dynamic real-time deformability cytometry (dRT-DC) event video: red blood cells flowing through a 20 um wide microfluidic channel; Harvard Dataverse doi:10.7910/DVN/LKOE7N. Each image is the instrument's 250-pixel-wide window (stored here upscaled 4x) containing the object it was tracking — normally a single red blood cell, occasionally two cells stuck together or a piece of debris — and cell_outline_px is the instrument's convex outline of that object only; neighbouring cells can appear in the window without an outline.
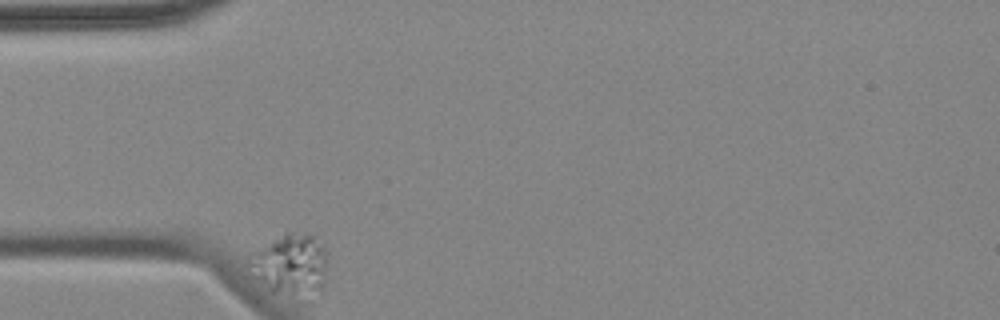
{"species": "common noctule bat (a hibernating species)", "species_latin": "Nyctalus noctula", "temperature_condition": "cold", "stored_images_in_passage": 4, "camera_frame_rate_fps": 3000, "um_per_image_px": 0.085, "animal": {"sex": "female", "body_mass_g": 18.4}, "frame": {"image": 1, "passage_image": 1, "time_ms": 0.0, "image_size_px": [1000, 320], "cell_outline_px": [[328, 260], [324, 284], [320, 292], [272, 292], [244, 276], [244, 264], [252, 252], [284, 232], [308, 232], [328, 252]], "centroid_in_image_um": [24.56, 22.44], "position_along_channel_um": 60.4, "area_um2": 28.84}}
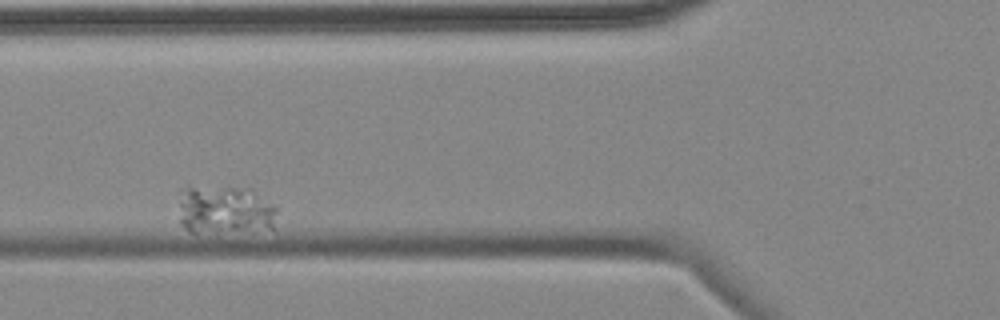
{"frame": {"image": 2, "passage_image": 3, "time_ms": 2.333, "image_size_px": [1000, 320], "cell_outline_px": [[276, 212], [272, 228], [196, 232], [188, 232], [180, 224], [180, 204], [188, 184], [252, 188], [272, 204], [276, 208]], "centroid_in_image_um": [19.09, 17.78], "position_along_channel_um": 106.7, "area_um2": 27.74}}
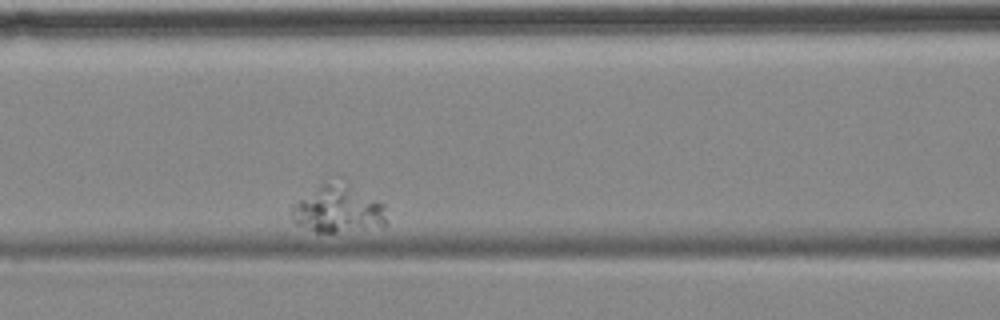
{"frame": {"image": 3, "passage_image": 4, "time_ms": 3.667, "image_size_px": [1000, 320], "cell_outline_px": [[388, 224], [384, 228], [336, 232], [316, 232], [296, 224], [292, 212], [292, 208], [300, 200], [324, 184], [340, 176], [344, 176], [384, 204]], "centroid_in_image_um": [28.89, 17.74], "position_along_channel_um": 137.7, "area_um2": 26.99}}